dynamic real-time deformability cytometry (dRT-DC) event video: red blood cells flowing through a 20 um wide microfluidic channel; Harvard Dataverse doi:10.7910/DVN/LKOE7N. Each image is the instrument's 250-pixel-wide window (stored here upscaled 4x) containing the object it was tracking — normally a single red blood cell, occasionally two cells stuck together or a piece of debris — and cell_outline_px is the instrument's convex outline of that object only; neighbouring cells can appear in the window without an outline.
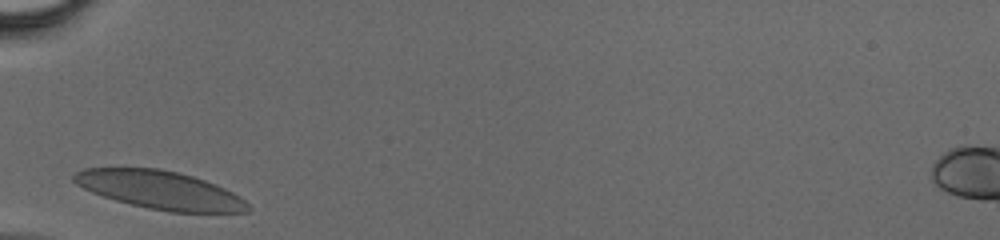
{"species": "human", "species_latin": "Homo sapiens", "temperature_condition": "cold", "stored_images_in_passage": 23, "camera_frame_rate_fps": 3000, "um_per_image_px": 0.085, "donor": {"sex": "male"}, "frame": {"image": 1, "passage_image": 1, "time_ms": 0.0, "image_size_px": [1000, 240], "cell_outline_px": [[252, 208], [248, 212], [168, 212], [148, 208], [116, 200], [92, 192], [76, 184], [72, 180], [72, 176], [76, 172], [84, 168], [156, 168], [176, 172], [192, 176], [204, 180], [224, 188], [240, 196]], "centroid_in_image_um": [13.6, 16.15], "position_along_channel_um": 71.4, "area_um2": 38.44}}
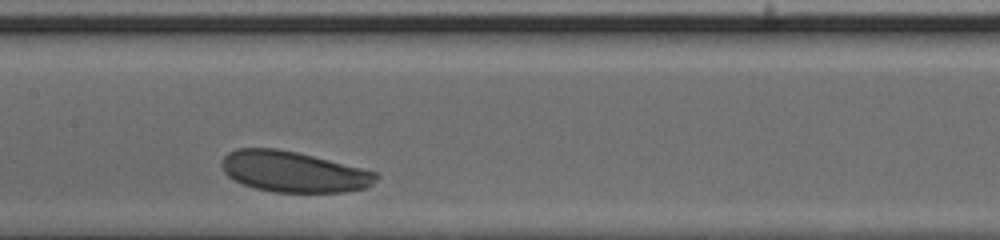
{"frame": {"image": 2, "passage_image": 9, "time_ms": 2.667, "image_size_px": [1000, 240], "cell_outline_px": [[380, 176], [368, 188], [344, 192], [272, 192], [256, 188], [244, 184], [228, 176], [224, 172], [220, 164], [224, 156], [228, 152], [236, 148], [276, 148], [296, 152], [376, 172]], "centroid_in_image_um": [24.93, 14.6], "position_along_channel_um": 182.5, "area_um2": 36.53}}
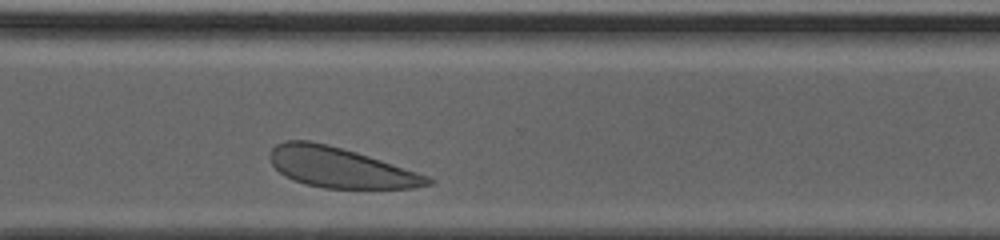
{"frame": {"image": 3, "passage_image": 20, "time_ms": 6.333, "image_size_px": [1000, 240], "cell_outline_px": [[436, 180], [432, 184], [412, 188], [324, 188], [304, 184], [292, 180], [284, 176], [272, 164], [268, 156], [268, 152], [276, 144], [284, 140], [308, 140], [328, 144], [356, 152], [428, 176]], "centroid_in_image_um": [28.86, 14.24], "position_along_channel_um": 341.7, "area_um2": 36.88}}